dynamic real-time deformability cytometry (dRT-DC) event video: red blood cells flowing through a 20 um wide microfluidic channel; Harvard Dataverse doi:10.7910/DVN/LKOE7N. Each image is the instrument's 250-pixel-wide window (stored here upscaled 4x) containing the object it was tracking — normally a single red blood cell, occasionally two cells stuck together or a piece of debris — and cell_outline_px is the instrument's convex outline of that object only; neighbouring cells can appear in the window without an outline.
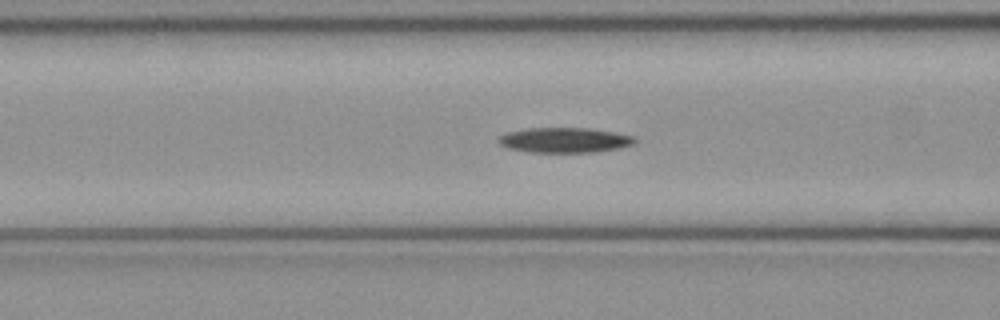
{"species": "common noctule bat (a hibernating species)", "species_latin": "Nyctalus noctula", "temperature_condition": "cold", "stored_images_in_passage": 51, "camera_frame_rate_fps": 3000, "um_per_image_px": 0.085, "animal": {"sex": "female", "body_mass_g": 21.9}, "frame": {"image": 1, "passage_image": 20, "time_ms": 6.333, "image_size_px": [1000, 320], "cell_outline_px": [[636, 144], [620, 148], [596, 152], [528, 152], [508, 148], [500, 144], [496, 140], [500, 136], [508, 132], [528, 128], [588, 128], [636, 136]], "centroid_in_image_um": [48.02, 11.91], "position_along_channel_um": 118.6, "area_um2": 20.0}}
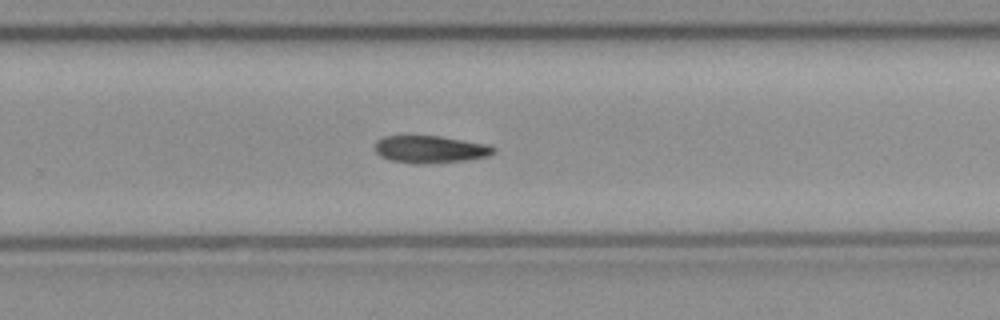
{"frame": {"image": 2, "passage_image": 33, "time_ms": 10.667, "image_size_px": [1000, 320], "cell_outline_px": [[496, 152], [488, 156], [468, 160], [424, 164], [416, 164], [388, 160], [380, 156], [376, 152], [376, 140], [384, 136], [440, 136], [488, 144], [496, 148]], "centroid_in_image_um": [36.59, 12.7], "position_along_channel_um": 293.2, "area_um2": 19.07}}
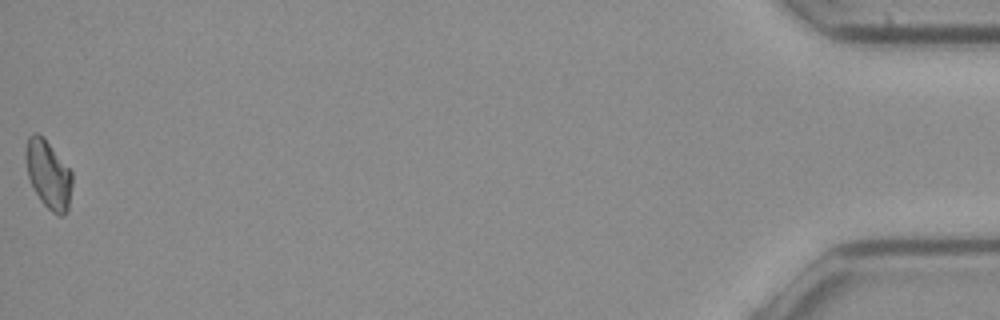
{"frame": {"image": 3, "passage_image": 51, "time_ms": 16.667, "image_size_px": [1000, 320], "cell_outline_px": [[72, 184], [68, 212], [60, 216], [52, 212], [40, 200], [28, 176], [24, 156], [24, 152], [28, 136], [32, 132], [36, 132], [44, 136], [72, 172]], "centroid_in_image_um": [4.1, 14.79], "position_along_channel_um": 431.1, "area_um2": 18.67}, "authors_computed_cell_mechanics": {"area_um2": 19.074, "velocity_mm_per_s": 4.0342, "shape_relaxation_time_tau1_ms": 7.1394, "shape_relaxation_time_tau2_ms": null, "deformation_change_tau1": 0.1514, "deformation_change_tau2": null}}